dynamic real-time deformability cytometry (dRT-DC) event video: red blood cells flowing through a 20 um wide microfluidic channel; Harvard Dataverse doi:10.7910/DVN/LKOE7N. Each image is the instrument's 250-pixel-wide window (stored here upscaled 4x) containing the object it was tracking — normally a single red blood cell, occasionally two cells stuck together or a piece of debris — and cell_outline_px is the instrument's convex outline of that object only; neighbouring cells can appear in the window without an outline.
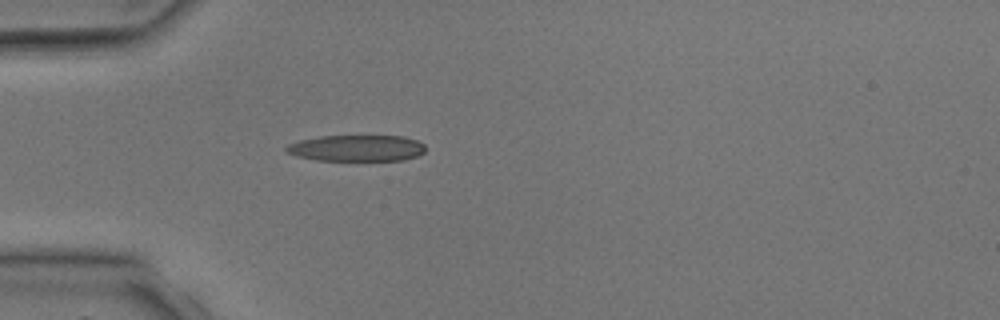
{"species": "common noctule bat (a hibernating species)", "species_latin": "Nyctalus noctula", "temperature_condition": "room temperature", "stored_images_in_passage": 2, "camera_frame_rate_fps": 3000, "um_per_image_px": 0.085, "animal": {"sex": "male", "body_mass_g": 17.9, "forearm_length_mm": 54.2}, "frame": {"image": 1, "passage_image": 2, "time_ms": 1.667, "image_size_px": [1000, 320], "cell_outline_px": [[424, 152], [416, 156], [404, 160], [316, 160], [296, 156], [284, 152], [284, 148], [288, 144], [300, 140], [320, 136], [404, 136], [416, 140], [424, 144]], "centroid_in_image_um": [30.28, 12.59], "position_along_channel_um": 54.7, "area_um2": 21.33}}